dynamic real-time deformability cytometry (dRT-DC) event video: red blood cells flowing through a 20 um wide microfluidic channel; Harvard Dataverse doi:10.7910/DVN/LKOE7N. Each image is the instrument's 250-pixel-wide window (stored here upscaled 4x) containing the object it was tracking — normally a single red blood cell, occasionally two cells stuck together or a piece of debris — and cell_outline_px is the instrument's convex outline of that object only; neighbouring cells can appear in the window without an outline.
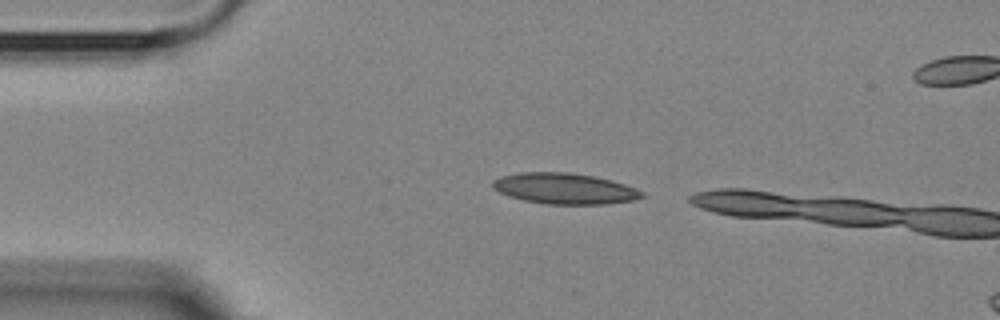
{"species": "Egyptian fruit bat (a non-hibernating species)", "species_latin": "Rousettus aegyptiacus", "temperature_condition": "room temperature", "stored_images_in_passage": 3, "camera_frame_rate_fps": 3000, "um_per_image_px": 0.085, "animal": {"sex": "female"}, "frame": {"image": 1, "passage_image": 1, "time_ms": 0.0, "image_size_px": [1000, 320], "cell_outline_px": [[644, 196], [636, 200], [604, 204], [548, 204], [524, 200], [508, 196], [492, 188], [492, 180], [500, 176], [520, 172], [572, 172], [596, 176], [612, 180], [636, 188], [644, 192]], "centroid_in_image_um": [47.99, 16.02], "position_along_channel_um": 37.0, "area_um2": 27.11}}